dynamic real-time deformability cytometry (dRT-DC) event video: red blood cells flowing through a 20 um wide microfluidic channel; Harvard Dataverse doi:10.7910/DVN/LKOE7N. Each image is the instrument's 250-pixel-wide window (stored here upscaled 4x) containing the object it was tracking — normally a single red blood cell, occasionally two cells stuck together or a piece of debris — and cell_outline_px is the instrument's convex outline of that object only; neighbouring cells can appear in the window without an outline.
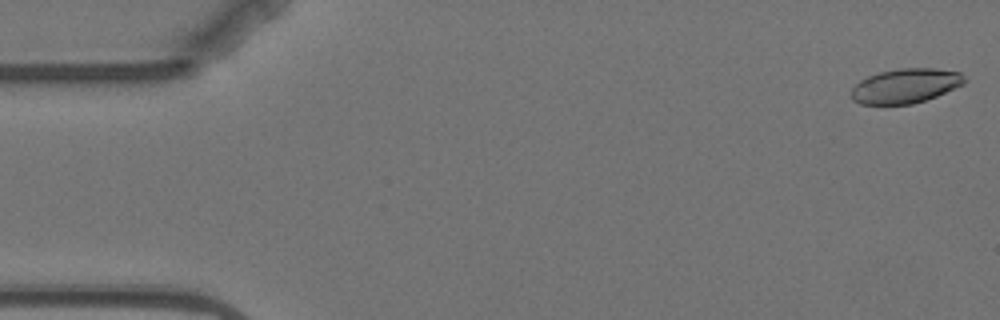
{"species": "Egyptian fruit bat (a non-hibernating species)", "species_latin": "Rousettus aegyptiacus", "temperature_condition": "warm", "stored_images_in_passage": 3, "camera_frame_rate_fps": 3000, "um_per_image_px": 0.085, "animal": {"sex": "female"}, "frame": {"image": 1, "passage_image": 1, "time_ms": 0.0, "image_size_px": [1000, 320], "cell_outline_px": [[968, 80], [964, 84], [936, 96], [912, 104], [860, 104], [852, 100], [852, 88], [860, 80], [868, 76], [880, 72], [900, 68], [936, 68], [960, 72]], "centroid_in_image_um": [76.99, 7.29], "position_along_channel_um": 8.0, "area_um2": 22.77}}